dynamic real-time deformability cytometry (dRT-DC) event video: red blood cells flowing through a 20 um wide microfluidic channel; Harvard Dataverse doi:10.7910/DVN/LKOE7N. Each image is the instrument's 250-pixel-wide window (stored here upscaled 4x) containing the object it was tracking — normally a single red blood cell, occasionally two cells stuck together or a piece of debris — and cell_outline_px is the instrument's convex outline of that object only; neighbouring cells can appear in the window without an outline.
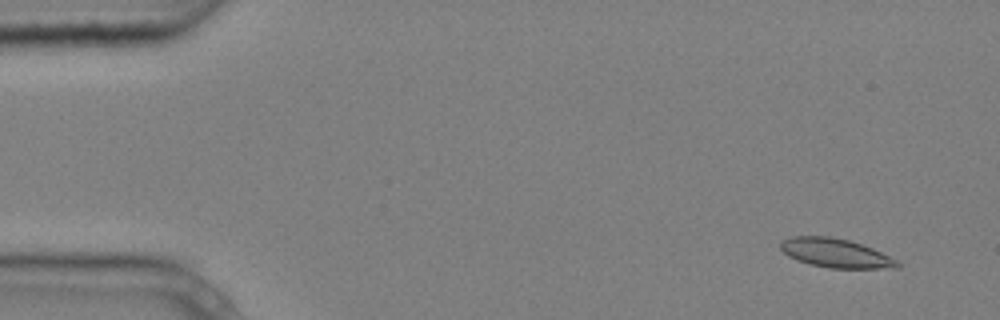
{"species": "common noctule bat (a hibernating species)", "species_latin": "Nyctalus noctula", "temperature_condition": "cold", "stored_images_in_passage": 5, "camera_frame_rate_fps": 3000, "um_per_image_px": 0.085, "animal": {"sex": "male", "body_mass_g": 20.4}, "frame": {"image": 1, "passage_image": 2, "time_ms": 0.333, "image_size_px": [1000, 320], "cell_outline_px": [[900, 268], [828, 268], [796, 260], [788, 256], [780, 248], [780, 240], [792, 236], [832, 236], [848, 240], [872, 248], [900, 260]], "centroid_in_image_um": [71.04, 21.51], "position_along_channel_um": 14.0, "area_um2": 19.88}}
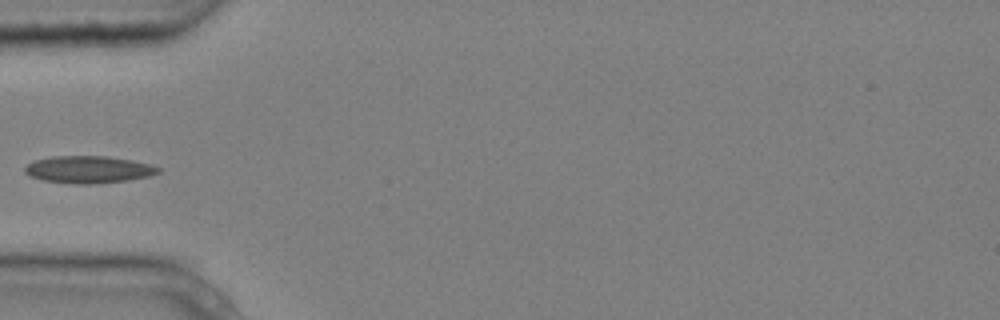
{"frame": {"image": 2, "passage_image": 5, "time_ms": 1.333, "image_size_px": [1000, 320], "cell_outline_px": [[160, 172], [148, 176], [128, 180], [92, 184], [76, 184], [44, 180], [32, 176], [24, 172], [24, 168], [28, 164], [36, 160], [52, 156], [108, 156], [132, 160], [148, 164], [160, 168]], "centroid_in_image_um": [7.53, 14.4], "position_along_channel_um": 77.5, "area_um2": 20.92}}